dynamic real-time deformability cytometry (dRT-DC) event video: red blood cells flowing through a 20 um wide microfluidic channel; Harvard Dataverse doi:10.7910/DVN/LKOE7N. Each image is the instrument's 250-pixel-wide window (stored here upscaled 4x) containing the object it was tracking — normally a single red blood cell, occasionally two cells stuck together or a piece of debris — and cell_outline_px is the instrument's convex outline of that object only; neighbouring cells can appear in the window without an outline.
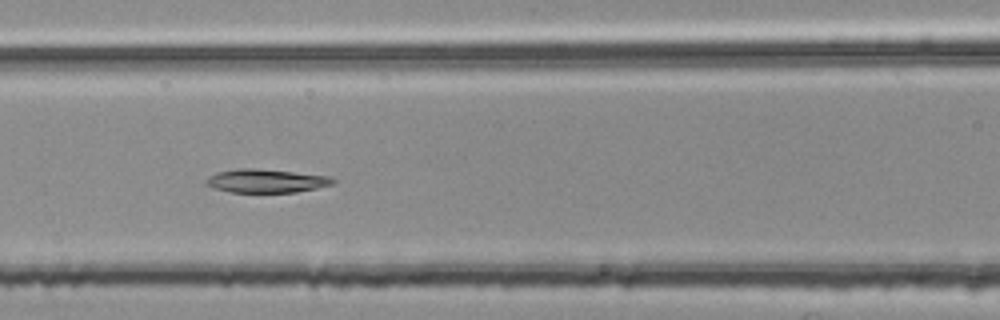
{"species": "common noctule bat (a hibernating species)", "species_latin": "Nyctalus noctula", "temperature_condition": "room temperature", "stored_images_in_passage": 52, "segment_of_instrument_passage": [2, 2], "camera_frame_rate_fps": 3000, "um_per_image_px": 0.085, "animal": {"sex": "female", "body_mass_g": 25.1}, "frame": {"image": 1, "passage_image": 23, "time_ms": 7.333, "image_size_px": [1000, 320], "cell_outline_px": [[336, 184], [296, 192], [232, 192], [216, 188], [204, 184], [204, 180], [208, 176], [216, 172], [240, 168], [252, 168], [292, 172], [328, 176], [336, 180]], "centroid_in_image_um": [22.61, 15.37], "position_along_channel_um": 144.0, "area_um2": 17.28}}
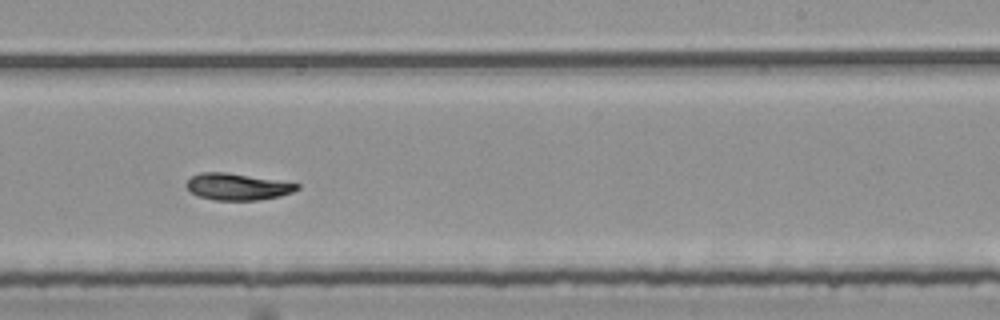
{"frame": {"image": 2, "passage_image": 33, "time_ms": 10.667, "image_size_px": [1000, 320], "cell_outline_px": [[300, 188], [292, 192], [280, 196], [260, 200], [216, 200], [200, 196], [192, 192], [184, 184], [192, 176], [200, 172], [224, 172], [300, 184]], "centroid_in_image_um": [20.18, 15.87], "position_along_channel_um": 268.8, "area_um2": 16.94}}
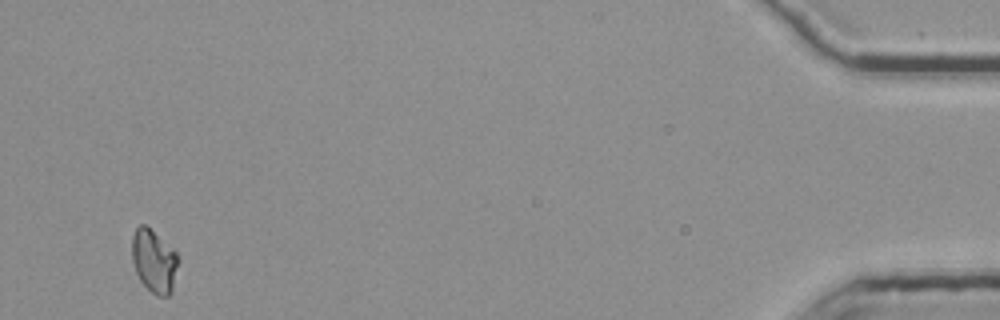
{"frame": {"image": 3, "passage_image": 52, "time_ms": 17.0, "image_size_px": [1000, 320], "cell_outline_px": [[180, 260], [172, 292], [168, 296], [156, 296], [140, 280], [136, 272], [132, 260], [132, 236], [136, 228], [140, 224], [144, 224], [176, 252], [180, 256]], "centroid_in_image_um": [13.12, 22.21], "position_along_channel_um": 422.1, "area_um2": 16.99}}